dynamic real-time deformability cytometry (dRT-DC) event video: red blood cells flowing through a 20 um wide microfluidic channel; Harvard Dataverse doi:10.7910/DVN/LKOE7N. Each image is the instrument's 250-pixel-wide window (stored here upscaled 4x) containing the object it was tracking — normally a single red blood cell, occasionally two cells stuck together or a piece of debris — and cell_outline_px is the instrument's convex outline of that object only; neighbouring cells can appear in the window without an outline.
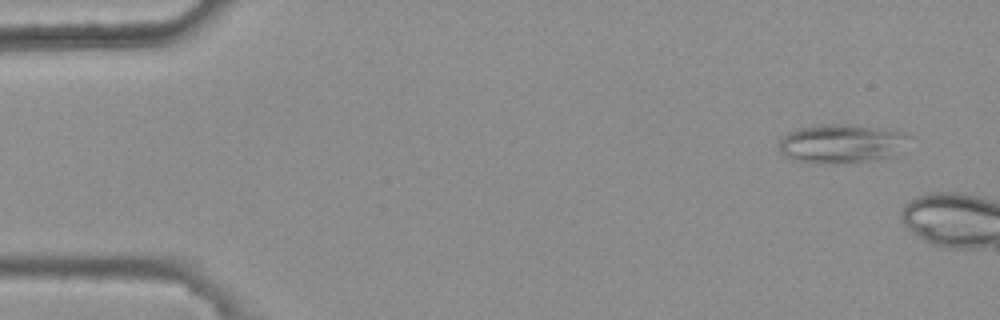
{"species": "common noctule bat (a hibernating species)", "species_latin": "Nyctalus noctula", "temperature_condition": "warm", "stored_images_in_passage": 2, "camera_frame_rate_fps": 3000, "um_per_image_px": 0.085, "animal": {"sex": "female", "body_mass_g": 25.1}, "frame": {"image": 1, "passage_image": 1, "time_ms": 0.0, "image_size_px": [1000, 320], "cell_outline_px": [[912, 136], [896, 156], [824, 164], [796, 160], [780, 152], [780, 140], [788, 132], [800, 128], [820, 124], [852, 124], [880, 128], [904, 132]], "centroid_in_image_um": [71.56, 12.18], "position_along_channel_um": 13.4, "area_um2": 29.13}}